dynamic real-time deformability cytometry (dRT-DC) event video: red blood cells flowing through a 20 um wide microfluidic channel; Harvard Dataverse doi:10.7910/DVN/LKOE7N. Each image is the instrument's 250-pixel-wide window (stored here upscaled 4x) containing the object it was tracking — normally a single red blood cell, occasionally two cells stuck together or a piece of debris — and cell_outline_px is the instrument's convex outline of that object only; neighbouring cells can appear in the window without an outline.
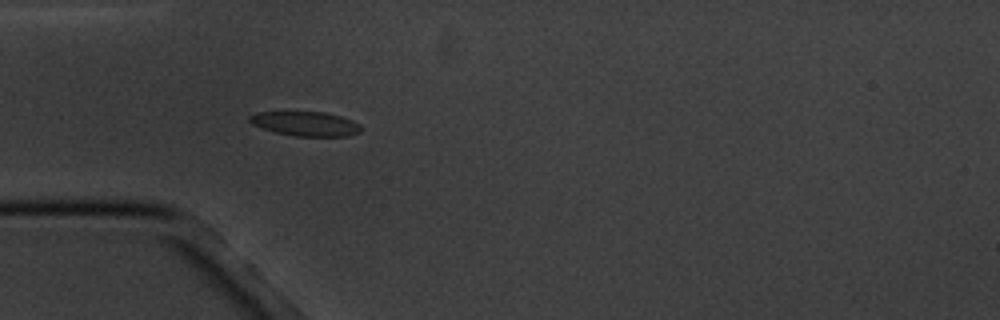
{"species": "common noctule bat (a hibernating species)", "species_latin": "Nyctalus noctula", "temperature_condition": "cold", "stored_images_in_passage": 4, "camera_frame_rate_fps": 3000, "um_per_image_px": 0.085, "animal": {"sex": "male", "body_mass_g": 20.1, "forearm_length_mm": 53.5}, "frame": {"image": 1, "passage_image": 4, "time_ms": 3.667, "image_size_px": [1000, 320], "cell_outline_px": [[364, 128], [360, 132], [348, 136], [296, 136], [276, 132], [260, 128], [252, 124], [248, 120], [248, 116], [256, 112], [324, 112], [340, 116], [352, 120], [360, 124]], "centroid_in_image_um": [25.98, 10.52], "position_along_channel_um": 59.0, "area_um2": 15.95}}